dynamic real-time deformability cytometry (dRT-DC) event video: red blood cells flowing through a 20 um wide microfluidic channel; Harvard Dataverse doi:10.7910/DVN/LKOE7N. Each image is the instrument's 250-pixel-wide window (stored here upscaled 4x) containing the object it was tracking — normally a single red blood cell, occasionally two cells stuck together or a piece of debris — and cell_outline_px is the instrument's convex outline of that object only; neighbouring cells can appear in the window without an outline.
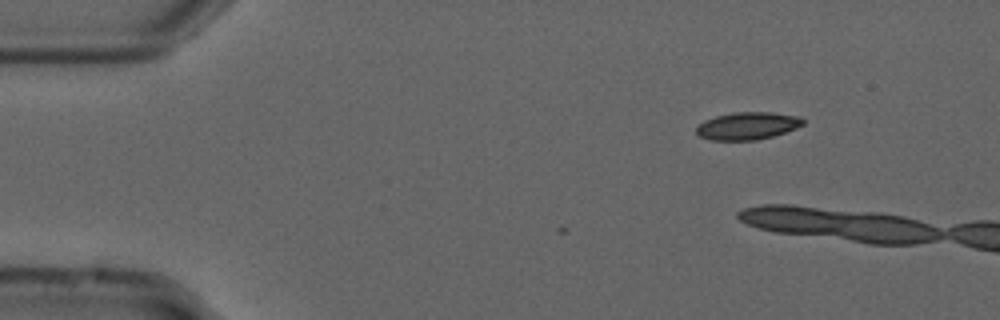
{"species": "common noctule bat (a hibernating species)", "species_latin": "Nyctalus noctula", "temperature_condition": "cold", "stored_images_in_passage": 2, "camera_frame_rate_fps": 3000, "um_per_image_px": 0.085, "animal": {"sex": "male", "forearm_length_mm": 52.5}, "frame": {"image": 1, "passage_image": 2, "time_ms": 0.333, "image_size_px": [1000, 320], "cell_outline_px": [[804, 124], [796, 128], [772, 136], [756, 140], [712, 140], [700, 136], [696, 132], [696, 124], [704, 120], [716, 116], [732, 112], [772, 112], [800, 116], [804, 120]], "centroid_in_image_um": [63.52, 10.68], "position_along_channel_um": 21.5, "area_um2": 17.17}}